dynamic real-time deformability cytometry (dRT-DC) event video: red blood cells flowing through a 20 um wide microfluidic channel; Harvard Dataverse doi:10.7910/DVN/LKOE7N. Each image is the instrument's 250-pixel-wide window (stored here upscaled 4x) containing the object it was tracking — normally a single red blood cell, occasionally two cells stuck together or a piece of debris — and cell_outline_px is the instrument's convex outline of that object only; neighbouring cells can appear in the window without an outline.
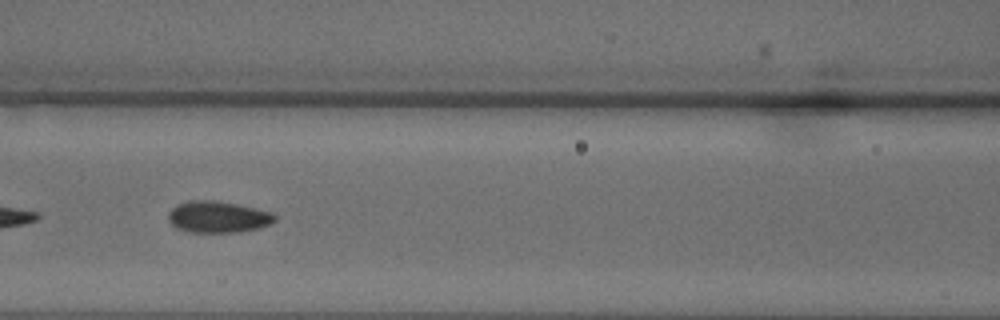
{"species": "common noctule bat (a hibernating species)", "species_latin": "Nyctalus noctula", "temperature_condition": "warm", "stored_images_in_passage": 12, "camera_frame_rate_fps": 3000, "um_per_image_px": 0.085, "animal": {"sex": "male", "body_mass_g": 18.8}, "frame": {"image": 1, "passage_image": 10, "time_ms": 3.0, "image_size_px": [1000, 320], "cell_outline_px": [[276, 220], [268, 224], [256, 228], [236, 232], [188, 232], [176, 228], [168, 220], [168, 212], [176, 204], [188, 200], [216, 200], [236, 204], [272, 212], [276, 216]], "centroid_in_image_um": [18.47, 18.42], "position_along_channel_um": 148.1, "area_um2": 19.54}}